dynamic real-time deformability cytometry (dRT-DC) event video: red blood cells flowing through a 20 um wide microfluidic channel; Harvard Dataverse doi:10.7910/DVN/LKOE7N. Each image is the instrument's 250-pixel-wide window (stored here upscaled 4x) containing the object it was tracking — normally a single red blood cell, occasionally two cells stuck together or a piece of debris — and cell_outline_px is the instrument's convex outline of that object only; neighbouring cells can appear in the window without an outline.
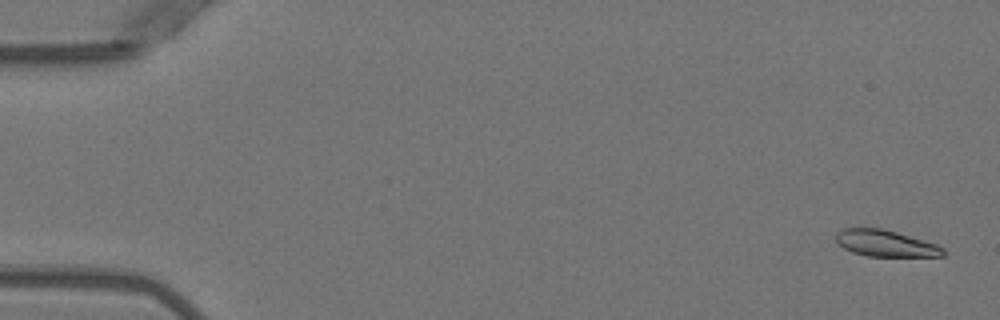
{"species": "Egyptian fruit bat (a non-hibernating species)", "species_latin": "Rousettus aegyptiacus", "temperature_condition": "warm", "stored_images_in_passage": 53, "segment_of_instrument_passage": [1, 2], "camera_frame_rate_fps": 3000, "um_per_image_px": 0.085, "animal": {"sex": "female"}, "frame": {"image": 1, "passage_image": 2, "time_ms": 0.333, "image_size_px": [1000, 320], "cell_outline_px": [[948, 252], [944, 256], [868, 256], [852, 252], [844, 248], [836, 240], [836, 232], [844, 228], [880, 228], [896, 232], [936, 244], [944, 248]], "centroid_in_image_um": [75.29, 20.69], "position_along_channel_um": 9.7, "area_um2": 16.42}}
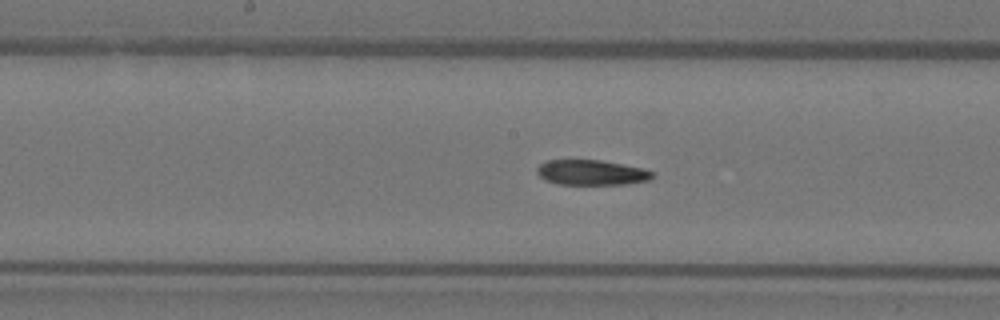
{"frame": {"image": 2, "passage_image": 27, "time_ms": 8.667, "image_size_px": [1000, 320], "cell_outline_px": [[656, 176], [648, 180], [624, 184], [556, 184], [544, 180], [536, 172], [536, 168], [540, 164], [548, 160], [600, 160], [644, 168], [652, 172]], "centroid_in_image_um": [50.26, 14.66], "position_along_channel_um": 197.9, "area_um2": 16.94}}
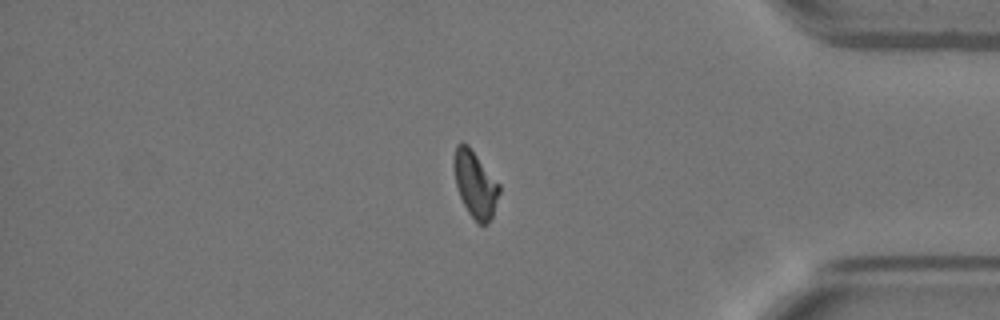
{"frame": {"image": 3, "passage_image": 44, "time_ms": 14.333, "image_size_px": [1000, 320], "cell_outline_px": [[500, 192], [492, 216], [488, 224], [480, 224], [468, 212], [460, 196], [456, 184], [452, 164], [456, 144], [468, 144], [500, 184]], "centroid_in_image_um": [40.39, 15.63], "position_along_channel_um": 394.8, "area_um2": 17.46}}